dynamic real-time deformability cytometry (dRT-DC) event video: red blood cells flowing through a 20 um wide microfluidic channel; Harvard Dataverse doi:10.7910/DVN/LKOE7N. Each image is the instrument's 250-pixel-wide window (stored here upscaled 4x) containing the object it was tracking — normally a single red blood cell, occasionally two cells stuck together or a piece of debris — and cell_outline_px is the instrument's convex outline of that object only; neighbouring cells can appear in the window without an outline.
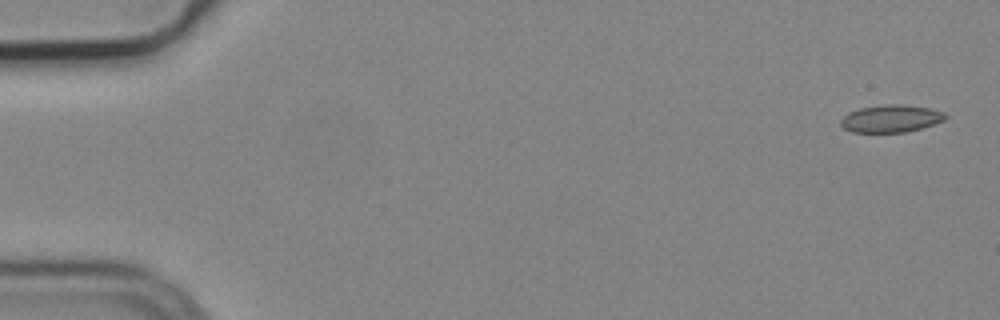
{"species": "common noctule bat (a hibernating species)", "species_latin": "Nyctalus noctula", "temperature_condition": "cold", "stored_images_in_passage": 4, "camera_frame_rate_fps": 3000, "um_per_image_px": 0.085, "animal": {"sex": "male", "body_mass_g": 19.2, "forearm_length_mm": 51.8}, "frame": {"image": 1, "passage_image": 1, "time_ms": 0.0, "image_size_px": [1000, 320], "cell_outline_px": [[948, 116], [944, 120], [920, 128], [904, 132], [852, 132], [844, 128], [840, 124], [840, 120], [848, 112], [860, 108], [884, 104], [904, 104], [928, 108], [944, 112]], "centroid_in_image_um": [75.71, 10.07], "position_along_channel_um": 9.3, "area_um2": 16.65}}
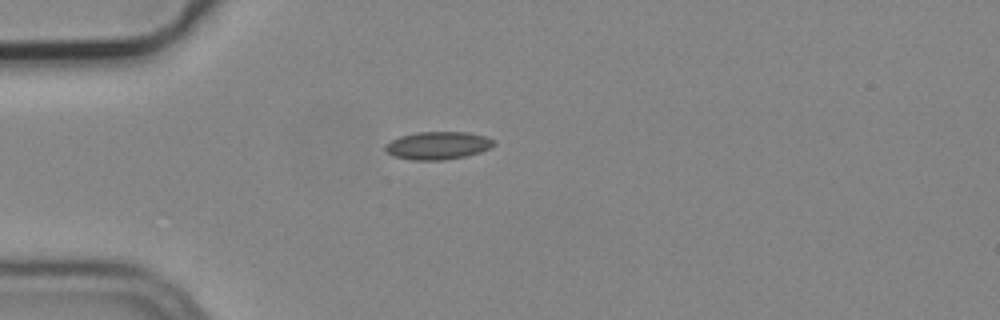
{"frame": {"image": 2, "passage_image": 4, "time_ms": 1.0, "image_size_px": [1000, 320], "cell_outline_px": [[496, 144], [480, 152], [464, 156], [444, 160], [412, 160], [392, 156], [384, 148], [384, 144], [400, 136], [416, 132], [468, 132], [484, 136], [496, 140]], "centroid_in_image_um": [37.2, 12.36], "position_along_channel_um": 47.8, "area_um2": 17.63}}